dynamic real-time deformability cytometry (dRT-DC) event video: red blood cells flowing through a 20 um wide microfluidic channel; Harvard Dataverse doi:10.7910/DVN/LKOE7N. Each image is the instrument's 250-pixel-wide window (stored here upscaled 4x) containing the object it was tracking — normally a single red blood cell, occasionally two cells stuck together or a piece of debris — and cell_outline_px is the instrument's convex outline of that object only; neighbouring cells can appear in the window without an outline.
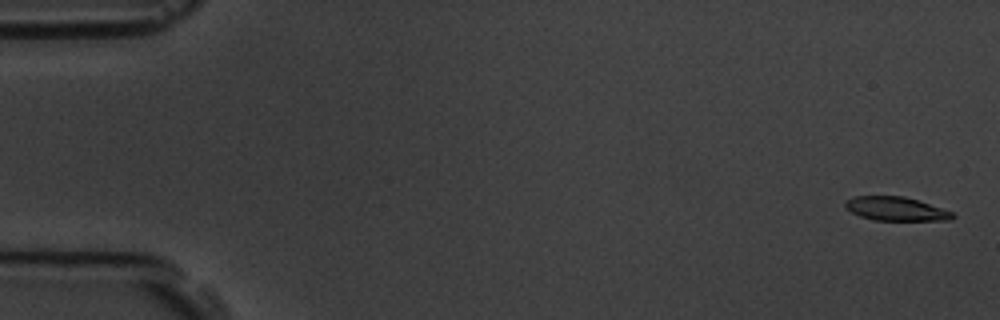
{"species": "common noctule bat (a hibernating species)", "species_latin": "Nyctalus noctula", "temperature_condition": "room temperature", "stored_images_in_passage": 5, "camera_frame_rate_fps": 3000, "um_per_image_px": 0.085, "animal": {"sex": "male", "body_mass_g": 19.5, "forearm_length_mm": 54.6}, "frame": {"image": 1, "passage_image": 1, "time_ms": 0.0, "image_size_px": [1000, 320], "cell_outline_px": [[956, 216], [948, 220], [872, 220], [860, 216], [844, 208], [844, 200], [852, 196], [904, 196], [952, 212]], "centroid_in_image_um": [76.06, 17.74], "position_along_channel_um": 8.9, "area_um2": 14.8}}
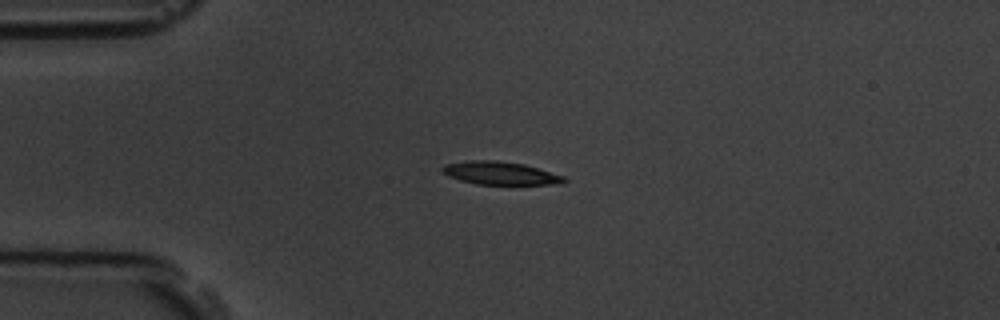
{"frame": {"image": 2, "passage_image": 4, "time_ms": 4.0, "image_size_px": [1000, 320], "cell_outline_px": [[568, 180], [560, 184], [476, 184], [460, 180], [448, 176], [440, 172], [440, 168], [444, 164], [472, 160], [492, 160], [524, 164], [564, 176]], "centroid_in_image_um": [42.48, 14.72], "position_along_channel_um": 42.5, "area_um2": 16.3}}